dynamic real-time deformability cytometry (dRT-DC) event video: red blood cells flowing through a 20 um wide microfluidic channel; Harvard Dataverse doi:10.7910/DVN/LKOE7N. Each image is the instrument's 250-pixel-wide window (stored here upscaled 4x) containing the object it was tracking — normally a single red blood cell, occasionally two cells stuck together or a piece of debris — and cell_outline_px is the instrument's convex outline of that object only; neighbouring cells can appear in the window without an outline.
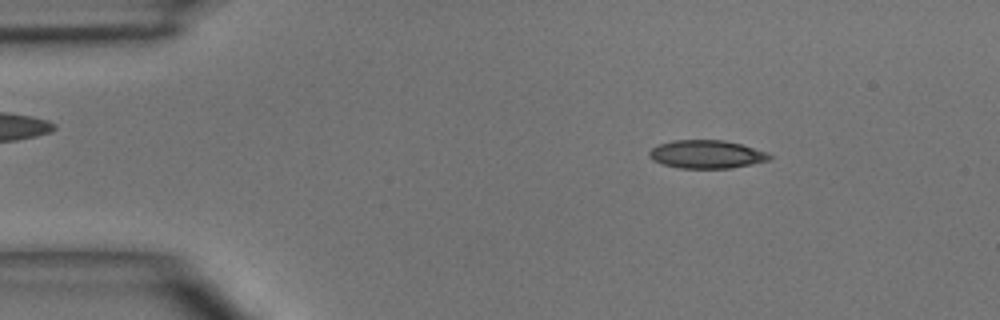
{"species": "common noctule bat (a hibernating species)", "species_latin": "Nyctalus noctula", "temperature_condition": "room temperature", "stored_images_in_passage": 3, "camera_frame_rate_fps": 3000, "um_per_image_px": 0.085, "animal": {"sex": "male", "body_mass_g": 15.6}, "frame": {"image": 1, "passage_image": 1, "time_ms": 0.0, "image_size_px": [1000, 320], "cell_outline_px": [[772, 156], [768, 160], [752, 164], [732, 168], [680, 168], [664, 164], [652, 160], [648, 156], [648, 152], [652, 148], [660, 144], [672, 140], [724, 140], [740, 144], [768, 152]], "centroid_in_image_um": [60.05, 13.11], "position_along_channel_um": 24.9, "area_um2": 19.71}}